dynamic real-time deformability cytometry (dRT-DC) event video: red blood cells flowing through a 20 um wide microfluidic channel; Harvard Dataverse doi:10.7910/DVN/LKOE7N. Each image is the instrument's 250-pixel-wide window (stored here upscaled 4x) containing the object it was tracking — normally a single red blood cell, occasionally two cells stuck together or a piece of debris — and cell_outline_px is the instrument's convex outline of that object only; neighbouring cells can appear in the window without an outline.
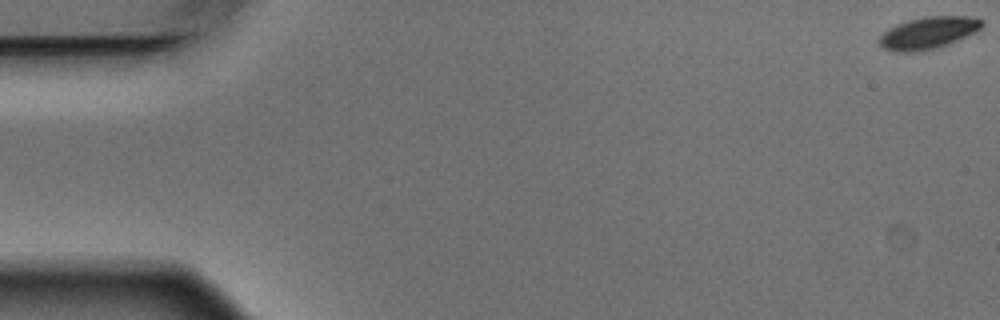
{"species": "Egyptian fruit bat (a non-hibernating species)", "species_latin": "Rousettus aegyptiacus", "temperature_condition": "warm", "stored_images_in_passage": 9, "camera_frame_rate_fps": 3000, "um_per_image_px": 0.085, "animal": {"sex": "male"}, "frame": {"image": 1, "passage_image": 1, "time_ms": 0.0, "image_size_px": [1000, 320], "cell_outline_px": [[984, 24], [980, 28], [948, 44], [936, 48], [912, 52], [896, 52], [884, 48], [880, 44], [880, 36], [884, 32], [900, 24], [912, 20], [928, 16], [964, 16], [984, 20]], "centroid_in_image_um": [78.91, 2.8], "position_along_channel_um": 6.1, "area_um2": 18.44}}
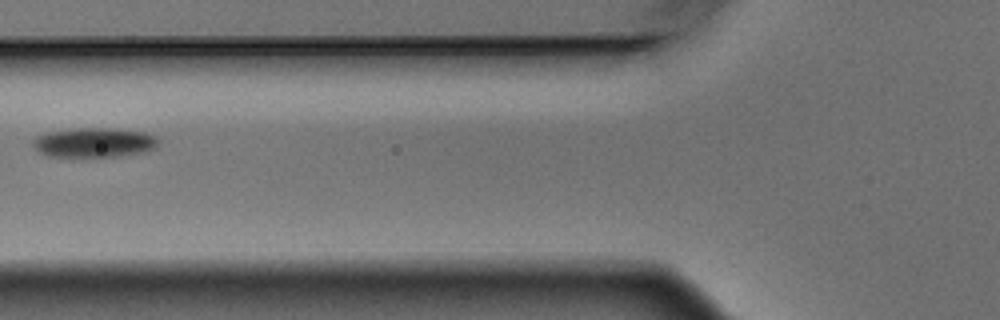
{"frame": {"image": 2, "passage_image": 7, "time_ms": 2.0, "image_size_px": [1000, 320], "cell_outline_px": [[160, 140], [152, 148], [144, 152], [116, 156], [48, 156], [40, 152], [32, 144], [32, 140], [36, 136], [48, 132], [72, 128], [112, 128], [144, 132], [156, 136]], "centroid_in_image_um": [7.98, 12.1], "position_along_channel_um": 117.8, "area_um2": 21.44}}
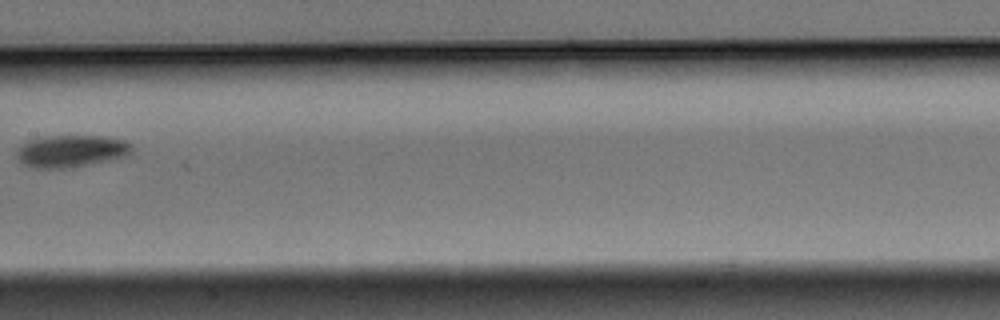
{"frame": {"image": 3, "passage_image": 9, "time_ms": 2.667, "image_size_px": [1000, 320], "cell_outline_px": [[132, 152], [128, 156], [68, 168], [36, 168], [24, 164], [16, 156], [16, 152], [28, 140], [44, 136], [104, 136], [124, 140], [132, 144]], "centroid_in_image_um": [6.08, 12.83], "position_along_channel_um": 201.3, "area_um2": 21.44}}